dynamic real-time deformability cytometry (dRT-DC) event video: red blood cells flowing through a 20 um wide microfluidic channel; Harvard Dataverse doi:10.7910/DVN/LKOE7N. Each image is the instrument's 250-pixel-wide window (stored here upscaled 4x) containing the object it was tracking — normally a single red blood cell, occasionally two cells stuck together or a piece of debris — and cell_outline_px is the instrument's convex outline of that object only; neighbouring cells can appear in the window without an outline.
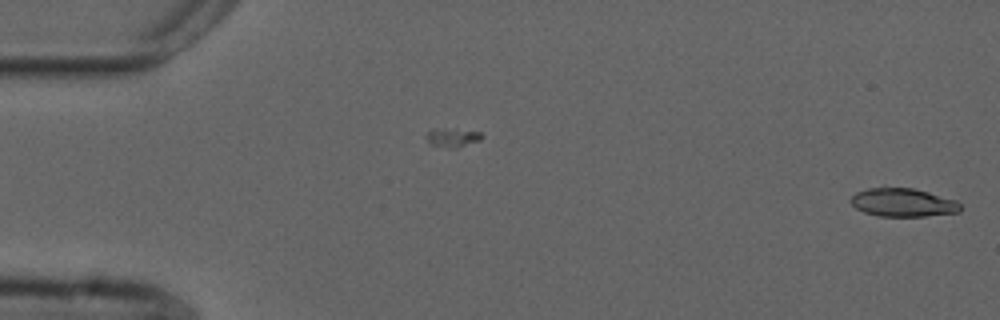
{"species": "common noctule bat (a hibernating species)", "species_latin": "Nyctalus noctula", "temperature_condition": "cold", "stored_images_in_passage": 54, "camera_frame_rate_fps": 3000, "um_per_image_px": 0.085, "animal": {"sex": "male", "forearm_length_mm": 52.5}, "frame": {"image": 1, "passage_image": 1, "time_ms": 0.0, "image_size_px": [1000, 320], "cell_outline_px": [[960, 212], [924, 216], [876, 216], [864, 212], [856, 208], [848, 200], [856, 192], [868, 188], [884, 184], [912, 188], [928, 192], [956, 200], [960, 204]], "centroid_in_image_um": [76.68, 17.17], "position_along_channel_um": 8.3, "area_um2": 18.67}}
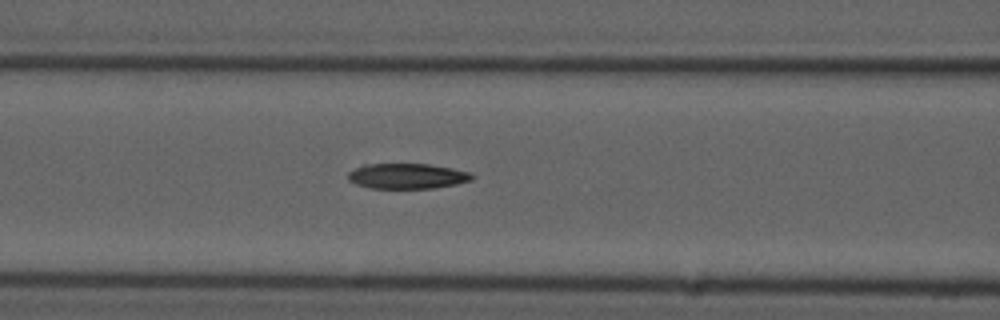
{"frame": {"image": 2, "passage_image": 22, "time_ms": 7.0, "image_size_px": [1000, 320], "cell_outline_px": [[472, 180], [456, 184], [432, 188], [368, 188], [356, 184], [348, 180], [348, 172], [364, 164], [428, 164], [452, 168], [472, 172]], "centroid_in_image_um": [34.6, 14.96], "position_along_channel_um": 132.0, "area_um2": 18.26}}
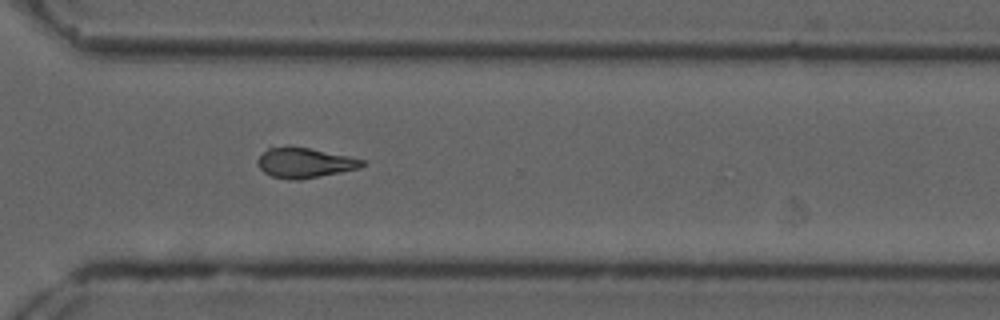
{"frame": {"image": 3, "passage_image": 39, "time_ms": 12.667, "image_size_px": [1000, 320], "cell_outline_px": [[368, 164], [360, 168], [300, 180], [288, 180], [272, 176], [264, 172], [260, 168], [256, 160], [268, 148], [288, 144], [348, 156], [364, 160]], "centroid_in_image_um": [25.88, 13.82], "position_along_channel_um": 344.7, "area_um2": 18.5}, "authors_computed_cell_mechanics": {"area_um2": 18.5827, "velocity_mm_per_s": 3.7578, "shape_relaxation_time_tau1_ms": 6.6153, "shape_relaxation_time_tau2_ms": 8.2699, "deformation_change_tau1": 0.1778, "deformation_change_tau2": 0.1967}}